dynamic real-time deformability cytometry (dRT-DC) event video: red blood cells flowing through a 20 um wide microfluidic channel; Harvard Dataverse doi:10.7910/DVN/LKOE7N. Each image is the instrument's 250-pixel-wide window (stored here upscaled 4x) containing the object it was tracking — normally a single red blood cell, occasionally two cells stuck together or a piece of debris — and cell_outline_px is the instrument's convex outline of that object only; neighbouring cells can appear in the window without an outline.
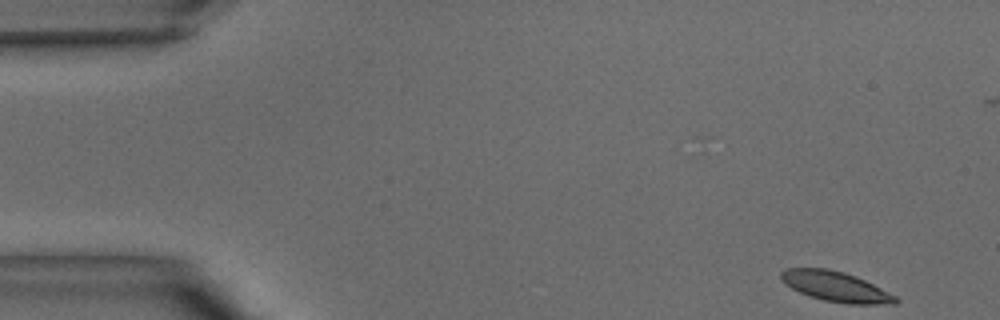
{"species": "common noctule bat (a hibernating species)", "species_latin": "Nyctalus noctula", "temperature_condition": "warm", "stored_images_in_passage": 39, "camera_frame_rate_fps": 3000, "um_per_image_px": 0.085, "animal": {"sex": "male", "body_mass_g": 15.6}, "frame": {"image": 1, "passage_image": 1, "time_ms": 0.0, "image_size_px": [1000, 320], "cell_outline_px": [[900, 300], [896, 304], [848, 304], [824, 300], [808, 296], [792, 288], [780, 280], [780, 272], [784, 268], [828, 268], [844, 272], [856, 276], [896, 296]], "centroid_in_image_um": [71.02, 24.35], "position_along_channel_um": 14.0, "area_um2": 20.11}}
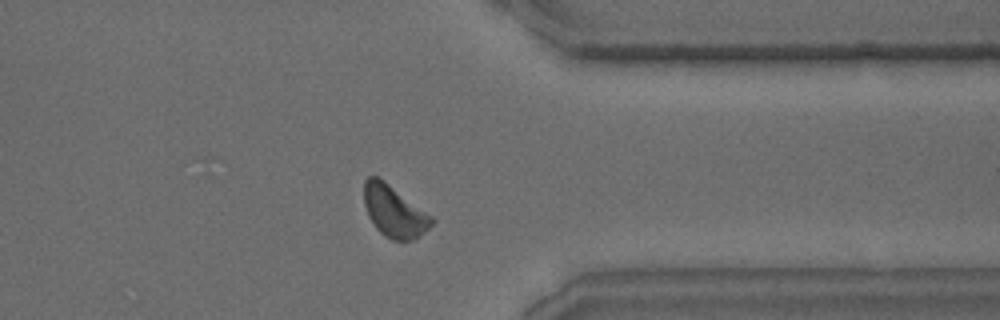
{"frame": {"image": 2, "passage_image": 30, "time_ms": 9.667, "image_size_px": [1000, 320], "cell_outline_px": [[436, 220], [420, 236], [412, 240], [392, 240], [384, 236], [376, 228], [368, 216], [364, 204], [364, 180], [368, 176], [376, 176], [388, 184], [432, 216]], "centroid_in_image_um": [33.49, 17.98], "position_along_channel_um": 377.9, "area_um2": 20.06}}
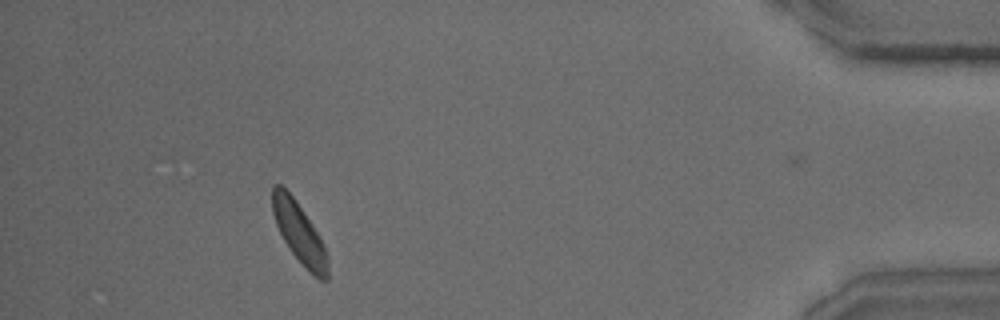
{"frame": {"image": 3, "passage_image": 35, "time_ms": 11.333, "image_size_px": [1000, 320], "cell_outline_px": [[328, 280], [320, 280], [288, 248], [276, 224], [272, 212], [272, 184], [280, 184], [296, 200], [320, 236], [324, 244], [328, 256]], "centroid_in_image_um": [25.44, 19.76], "position_along_channel_um": 409.8, "area_um2": 19.19}}